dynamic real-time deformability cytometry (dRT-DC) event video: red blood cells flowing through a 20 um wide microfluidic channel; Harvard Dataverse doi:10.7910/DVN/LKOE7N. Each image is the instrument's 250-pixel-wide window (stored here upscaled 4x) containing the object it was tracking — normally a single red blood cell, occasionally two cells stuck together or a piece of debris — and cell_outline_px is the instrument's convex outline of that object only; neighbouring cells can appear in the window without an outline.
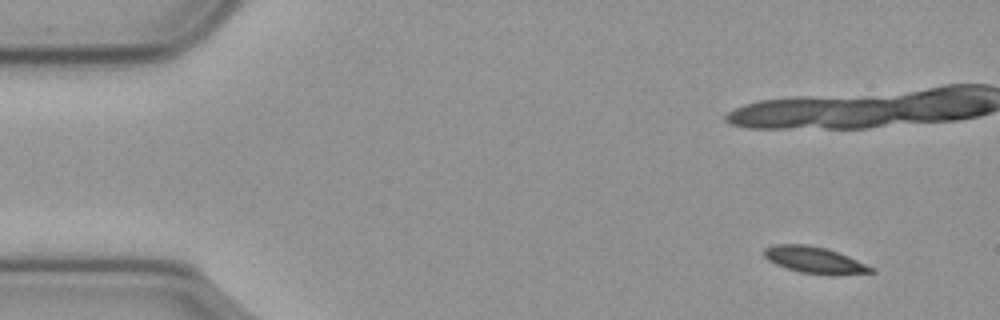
{"species": "common noctule bat (a hibernating species)", "species_latin": "Nyctalus noctula", "temperature_condition": "cold", "stored_images_in_passage": 11, "camera_frame_rate_fps": 3000, "um_per_image_px": 0.085, "animal": {"sex": "male", "body_mass_g": 23.1, "forearm_length_mm": 52.7}, "frame": {"image": 1, "passage_image": 1, "time_ms": 0.0, "image_size_px": [1000, 320], "cell_outline_px": [[876, 272], [832, 276], [828, 276], [800, 272], [776, 264], [768, 260], [764, 256], [764, 248], [772, 244], [804, 244], [824, 248], [848, 256], [876, 268]], "centroid_in_image_um": [69.27, 22.12], "position_along_channel_um": 15.7, "area_um2": 16.7}}